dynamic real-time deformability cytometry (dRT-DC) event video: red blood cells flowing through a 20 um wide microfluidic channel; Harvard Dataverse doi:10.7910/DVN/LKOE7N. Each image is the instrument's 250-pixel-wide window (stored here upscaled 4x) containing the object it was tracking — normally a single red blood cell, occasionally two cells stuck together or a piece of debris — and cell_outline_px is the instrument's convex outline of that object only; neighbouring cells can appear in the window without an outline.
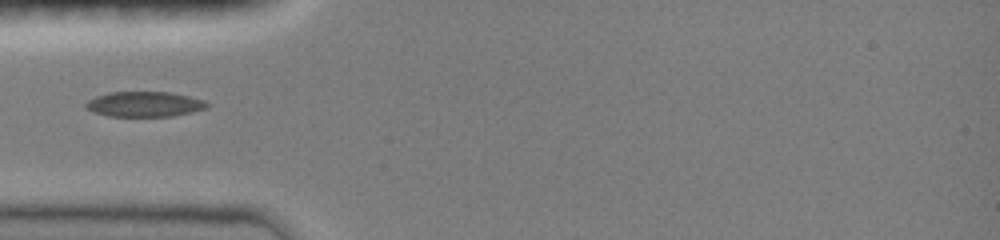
{"species": "common noctule bat (a hibernating species)", "species_latin": "Nyctalus noctula", "temperature_condition": "room temperature", "stored_images_in_passage": 37, "camera_frame_rate_fps": 3000, "um_per_image_px": 0.085, "animal": {"sex": "female", "body_mass_g": 19.0, "forearm_length_mm": 51.5}, "frame": {"image": 1, "passage_image": 1, "time_ms": 0.0, "image_size_px": [1000, 240], "cell_outline_px": [[208, 108], [192, 112], [172, 116], [108, 116], [96, 112], [88, 108], [84, 104], [88, 100], [96, 96], [108, 92], [168, 92], [188, 96], [204, 100], [208, 104]], "centroid_in_image_um": [12.29, 8.85], "position_along_channel_um": 72.7, "area_um2": 17.63}}
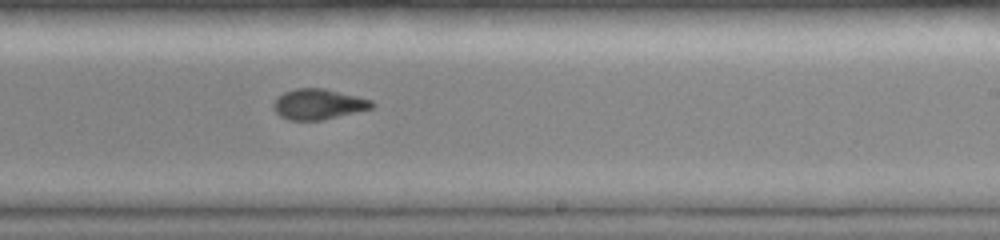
{"frame": {"image": 2, "passage_image": 20, "time_ms": 4.667, "image_size_px": [1000, 240], "cell_outline_px": [[376, 104], [372, 108], [320, 120], [288, 120], [280, 116], [272, 108], [272, 104], [276, 96], [284, 92], [296, 88], [324, 88], [372, 100]], "centroid_in_image_um": [27.0, 8.85], "position_along_channel_um": 262.0, "area_um2": 17.46}}
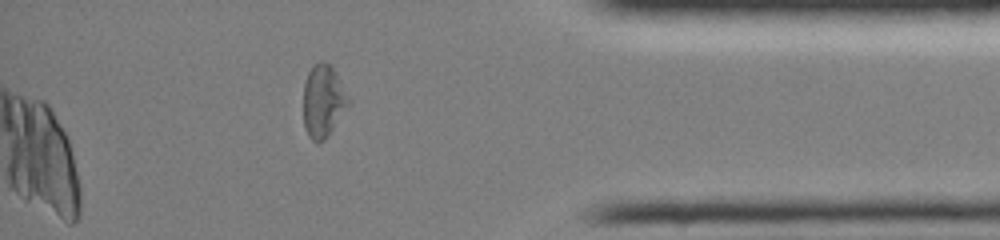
{"frame": {"image": 3, "passage_image": 37, "time_ms": 8.667, "image_size_px": [1000, 240], "cell_outline_px": [[348, 104], [324, 140], [316, 144], [308, 136], [304, 128], [304, 84], [308, 72], [320, 60], [324, 60], [332, 68], [348, 96]], "centroid_in_image_um": [27.42, 8.6], "position_along_channel_um": 407.8, "area_um2": 18.38}}